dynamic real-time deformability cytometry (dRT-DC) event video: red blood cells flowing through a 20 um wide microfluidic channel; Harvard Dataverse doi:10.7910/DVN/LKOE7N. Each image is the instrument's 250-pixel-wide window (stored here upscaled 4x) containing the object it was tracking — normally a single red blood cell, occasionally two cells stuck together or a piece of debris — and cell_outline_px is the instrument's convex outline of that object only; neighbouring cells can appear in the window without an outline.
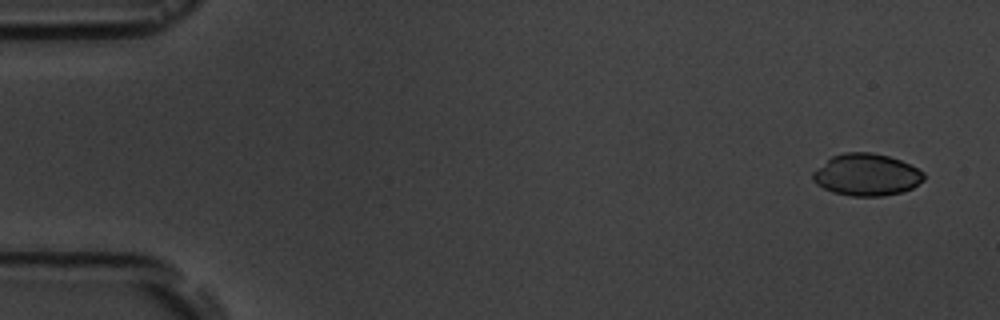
{"species": "common noctule bat (a hibernating species)", "species_latin": "Nyctalus noctula", "temperature_condition": "room temperature", "stored_images_in_passage": 6, "segment_of_instrument_passage": [1, 2], "camera_frame_rate_fps": 3000, "um_per_image_px": 0.085, "animal": {"sex": "male", "body_mass_g": 19.5, "forearm_length_mm": 54.6}, "frame": {"image": 1, "passage_image": 1, "time_ms": 0.0, "image_size_px": [1000, 320], "cell_outline_px": [[924, 180], [912, 188], [900, 192], [884, 196], [852, 196], [832, 192], [816, 184], [812, 180], [812, 172], [832, 156], [844, 152], [872, 152], [888, 156], [900, 160], [924, 172]], "centroid_in_image_um": [73.64, 14.85], "position_along_channel_um": 11.4, "area_um2": 27.11}}
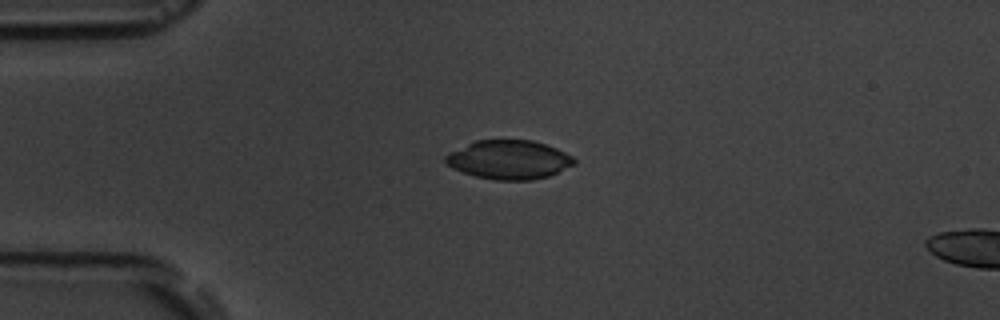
{"frame": {"image": 2, "passage_image": 4, "time_ms": 3.667, "image_size_px": [1000, 320], "cell_outline_px": [[576, 164], [548, 176], [532, 180], [496, 180], [476, 176], [452, 168], [444, 164], [444, 156], [448, 152], [476, 140], [532, 140], [556, 148], [572, 156], [576, 160]], "centroid_in_image_um": [43.23, 13.57], "position_along_channel_um": 41.8, "area_um2": 29.19}}